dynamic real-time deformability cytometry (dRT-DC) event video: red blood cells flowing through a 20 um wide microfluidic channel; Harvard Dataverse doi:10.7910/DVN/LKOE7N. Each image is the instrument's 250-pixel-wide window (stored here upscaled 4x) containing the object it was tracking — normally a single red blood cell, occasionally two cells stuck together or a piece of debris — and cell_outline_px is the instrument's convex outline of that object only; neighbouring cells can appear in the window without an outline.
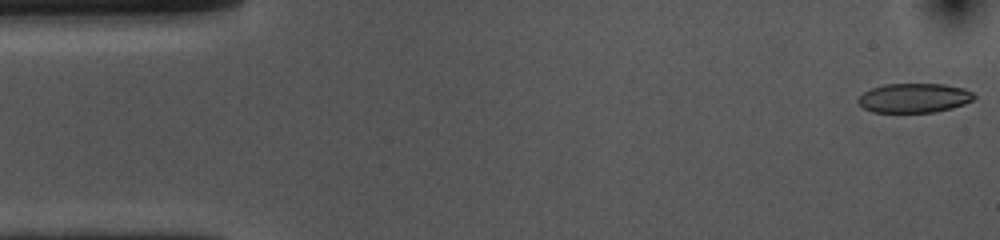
{"species": "common noctule bat (a hibernating species)", "species_latin": "Nyctalus noctula", "temperature_condition": "cold", "stored_images_in_passage": 53, "camera_frame_rate_fps": 3000, "um_per_image_px": 0.085, "animal": {"sex": "female", "body_mass_g": 10.0, "forearm_length_mm": 53.1}, "frame": {"image": 1, "passage_image": 1, "time_ms": 0.0, "image_size_px": [1000, 240], "cell_outline_px": [[976, 96], [972, 100], [964, 104], [952, 108], [936, 112], [872, 112], [864, 108], [856, 100], [864, 92], [872, 88], [884, 84], [944, 84], [964, 88], [972, 92]], "centroid_in_image_um": [77.71, 8.33], "position_along_channel_um": 7.3, "area_um2": 19.83}}
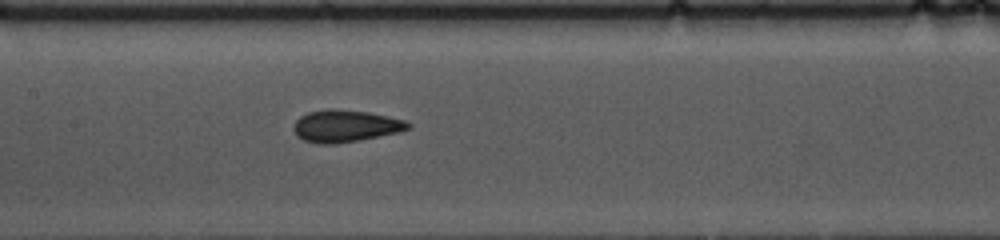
{"frame": {"image": 2, "passage_image": 24, "time_ms": 7.667, "image_size_px": [1000, 240], "cell_outline_px": [[412, 124], [408, 128], [400, 132], [360, 140], [332, 144], [320, 144], [304, 140], [296, 136], [292, 128], [296, 120], [300, 116], [308, 112], [328, 108], [336, 108], [368, 112], [408, 120]], "centroid_in_image_um": [29.36, 10.7], "position_along_channel_um": 178.0, "area_um2": 21.68}}
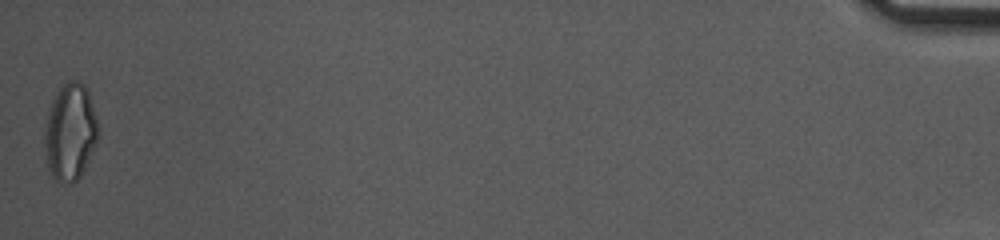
{"frame": {"image": 3, "passage_image": 53, "time_ms": 17.333, "image_size_px": [1000, 240], "cell_outline_px": [[100, 136], [80, 176], [72, 184], [60, 184], [52, 176], [48, 168], [44, 144], [44, 132], [48, 112], [52, 100], [60, 88], [68, 80], [80, 80], [84, 84], [88, 92], [96, 116]], "centroid_in_image_um": [5.97, 11.24], "position_along_channel_um": 429.2, "area_um2": 30.4}, "authors_computed_cell_mechanics": {"area_um2": 20.9236, "velocity_mm_per_s": 3.6568, "shape_relaxation_time_tau1_ms": 7.024, "shape_relaxation_time_tau2_ms": 1.8009, "deformation_change_tau1": 0.1443, "deformation_change_tau2": 0.0915}}